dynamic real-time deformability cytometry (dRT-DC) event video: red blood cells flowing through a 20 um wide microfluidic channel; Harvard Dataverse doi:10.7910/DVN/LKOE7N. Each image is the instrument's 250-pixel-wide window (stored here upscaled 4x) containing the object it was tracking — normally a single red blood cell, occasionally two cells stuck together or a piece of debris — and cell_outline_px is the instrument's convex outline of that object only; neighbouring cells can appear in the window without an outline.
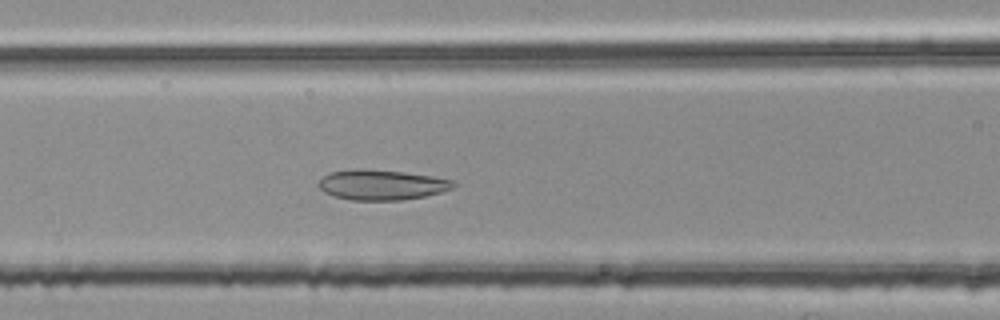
{"species": "common noctule bat (a hibernating species)", "species_latin": "Nyctalus noctula", "temperature_condition": "room temperature", "stored_images_in_passage": 51, "camera_frame_rate_fps": 3000, "um_per_image_px": 0.085, "animal": {"sex": "female", "body_mass_g": 25.1}, "frame": {"image": 1, "passage_image": 21, "time_ms": 6.667, "image_size_px": [1000, 320], "cell_outline_px": [[456, 184], [452, 188], [440, 192], [424, 196], [404, 200], [352, 200], [336, 196], [324, 192], [316, 184], [328, 172], [404, 172], [432, 176], [456, 180]], "centroid_in_image_um": [32.52, 15.76], "position_along_channel_um": 134.1, "area_um2": 22.66}}
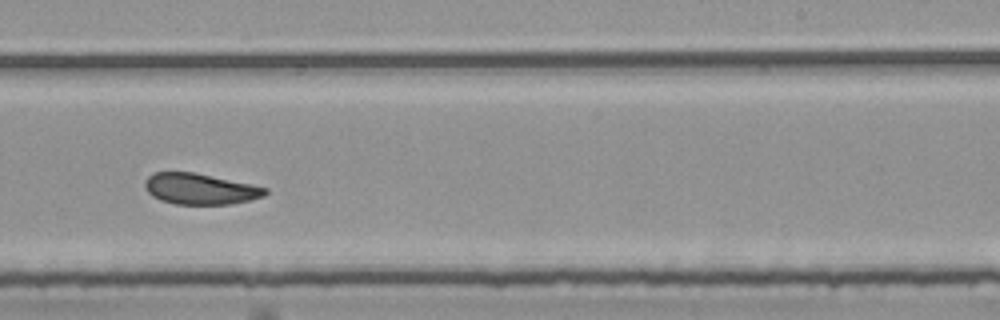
{"frame": {"image": 2, "passage_image": 32, "time_ms": 10.333, "image_size_px": [1000, 320], "cell_outline_px": [[268, 192], [264, 196], [232, 204], [176, 204], [160, 200], [152, 196], [148, 192], [144, 184], [144, 180], [152, 172], [196, 172], [268, 188]], "centroid_in_image_um": [16.98, 16.05], "position_along_channel_um": 272.0, "area_um2": 21.73}}
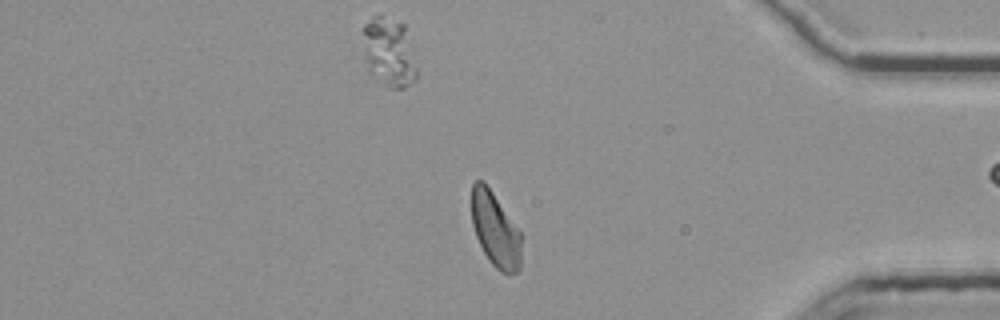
{"frame": {"image": 3, "passage_image": 44, "time_ms": 14.333, "image_size_px": [1000, 320], "cell_outline_px": [[520, 268], [516, 272], [500, 272], [492, 264], [484, 252], [476, 236], [472, 224], [472, 184], [476, 180], [484, 180], [520, 232]], "centroid_in_image_um": [42.08, 19.5], "position_along_channel_um": 393.1, "area_um2": 21.15}, "authors_computed_cell_mechanics": {"area_um2": 22.7154, "velocity_mm_per_s": 3.7749, "shape_relaxation_time_tau1_ms": null, "shape_relaxation_time_tau2_ms": 2.7254, "deformation_change_tau1": null, "deformation_change_tau2": 0.0744}}